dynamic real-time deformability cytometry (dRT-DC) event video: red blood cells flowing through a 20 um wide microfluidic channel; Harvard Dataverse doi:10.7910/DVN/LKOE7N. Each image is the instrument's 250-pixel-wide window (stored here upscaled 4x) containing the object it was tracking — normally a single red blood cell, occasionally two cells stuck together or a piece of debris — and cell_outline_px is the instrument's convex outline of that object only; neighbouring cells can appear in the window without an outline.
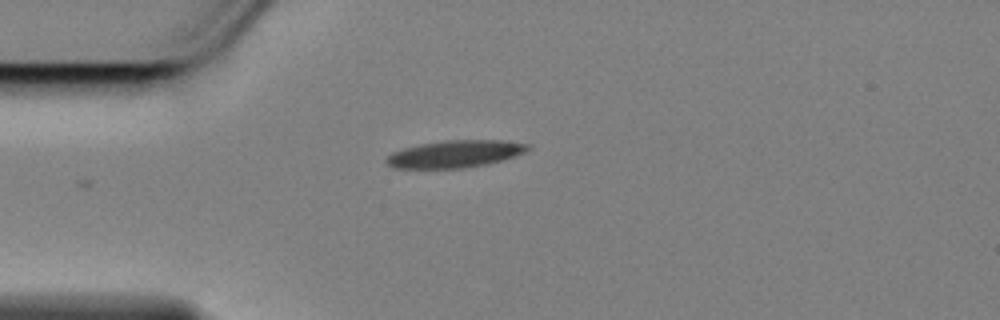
{"species": "Egyptian fruit bat (a non-hibernating species)", "species_latin": "Rousettus aegyptiacus", "temperature_condition": "cold", "stored_images_in_passage": 40, "camera_frame_rate_fps": 3000, "um_per_image_px": 0.085, "animal": {"sex": "female"}, "frame": {"image": 1, "passage_image": 1, "time_ms": 0.0, "image_size_px": [1000, 320], "cell_outline_px": [[532, 148], [524, 152], [504, 160], [488, 164], [464, 168], [396, 168], [388, 164], [384, 160], [392, 152], [404, 148], [420, 144], [444, 140], [504, 140], [528, 144]], "centroid_in_image_um": [38.7, 13.08], "position_along_channel_um": 46.3, "area_um2": 22.48}}
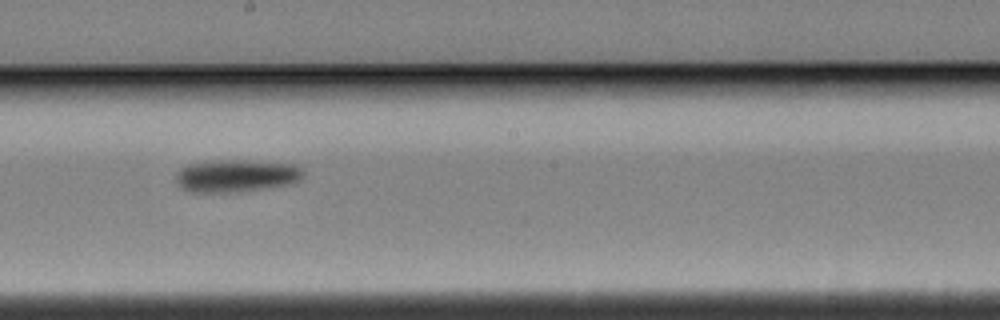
{"frame": {"image": 2, "passage_image": 18, "time_ms": 5.667, "image_size_px": [1000, 320], "cell_outline_px": [[304, 176], [300, 180], [292, 184], [268, 188], [240, 192], [192, 192], [180, 188], [176, 180], [176, 172], [180, 168], [188, 164], [216, 160], [244, 160], [292, 164], [300, 168], [304, 172]], "centroid_in_image_um": [20.08, 14.95], "position_along_channel_um": 228.1, "area_um2": 24.39}}
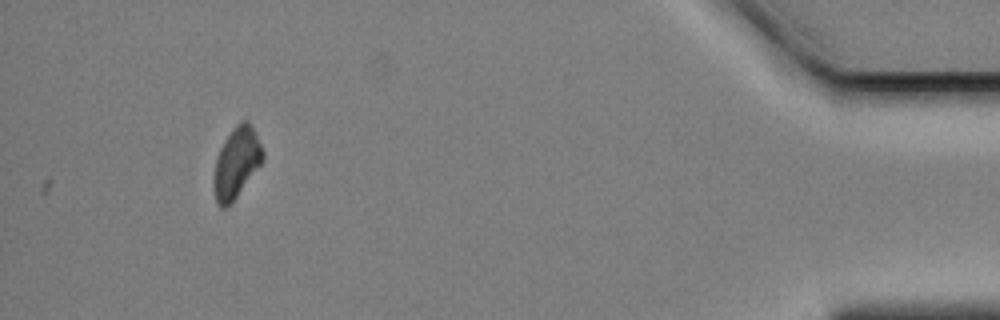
{"frame": {"image": 3, "passage_image": 40, "time_ms": 13.0, "image_size_px": [1000, 320], "cell_outline_px": [[264, 160], [236, 196], [224, 208], [220, 208], [216, 200], [212, 180], [216, 160], [220, 148], [224, 140], [232, 128], [240, 120], [248, 120], [264, 152]], "centroid_in_image_um": [20.08, 13.8], "position_along_channel_um": 415.1, "area_um2": 19.83}, "authors_computed_cell_mechanics": {"area_um2": 22.4842, "velocity_mm_per_s": 3.4533, "shape_relaxation_time_tau1_ms": 5.1858, "shape_relaxation_time_tau2_ms": null, "deformation_change_tau1": 0.134, "deformation_change_tau2": null}}